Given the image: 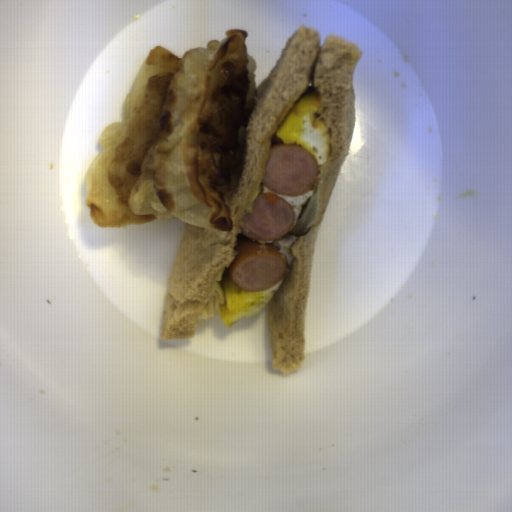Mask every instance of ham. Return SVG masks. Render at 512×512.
I'll use <instances>...</instances> for the list:
<instances>
[{
  "label": "ham",
  "mask_w": 512,
  "mask_h": 512,
  "mask_svg": "<svg viewBox=\"0 0 512 512\" xmlns=\"http://www.w3.org/2000/svg\"><path fill=\"white\" fill-rule=\"evenodd\" d=\"M294 209L285 198L262 192L248 215L240 220L236 257L229 267L234 285L243 291L259 292L277 285L286 275L287 261L277 247L259 240L284 238L293 228Z\"/></svg>",
  "instance_id": "ham-1"
},
{
  "label": "ham",
  "mask_w": 512,
  "mask_h": 512,
  "mask_svg": "<svg viewBox=\"0 0 512 512\" xmlns=\"http://www.w3.org/2000/svg\"><path fill=\"white\" fill-rule=\"evenodd\" d=\"M317 172L316 160L307 150L297 144L282 143L270 149L262 180L273 192L302 195L315 185Z\"/></svg>",
  "instance_id": "ham-2"
}]
</instances>
